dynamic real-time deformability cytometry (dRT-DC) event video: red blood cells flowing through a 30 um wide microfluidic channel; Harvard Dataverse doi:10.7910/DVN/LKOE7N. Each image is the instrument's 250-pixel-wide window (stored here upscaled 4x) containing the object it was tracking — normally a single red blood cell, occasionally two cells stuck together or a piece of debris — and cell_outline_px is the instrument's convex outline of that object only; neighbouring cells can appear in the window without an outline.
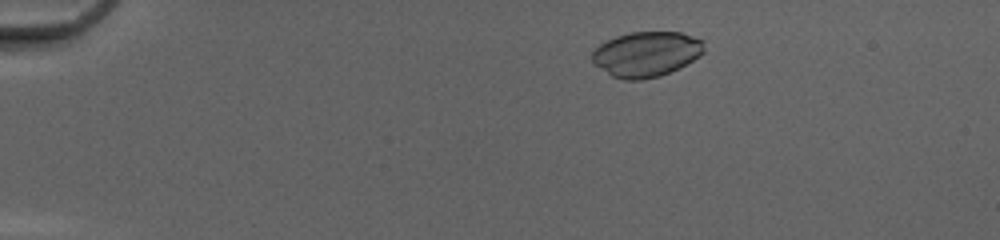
{"species": "common noctule bat (a hibernating species)", "species_latin": "Nyctalus noctula", "temperature_condition": "cold", "stored_images_in_passage": 46, "camera_frame_rate_fps": 3000, "um_per_image_px": 0.085, "animal": {"sex": "female", "body_mass_g": 20.0, "forearm_length_mm": 54.0}, "frame": {"image": 1, "passage_image": 5, "time_ms": 1.333, "image_size_px": [1000, 240], "cell_outline_px": [[704, 52], [700, 56], [680, 68], [660, 76], [640, 80], [624, 80], [612, 76], [592, 64], [592, 52], [600, 44], [616, 36], [628, 32], [680, 32], [704, 40]], "centroid_in_image_um": [54.94, 4.6], "position_along_channel_um": 30.1, "area_um2": 29.71}}
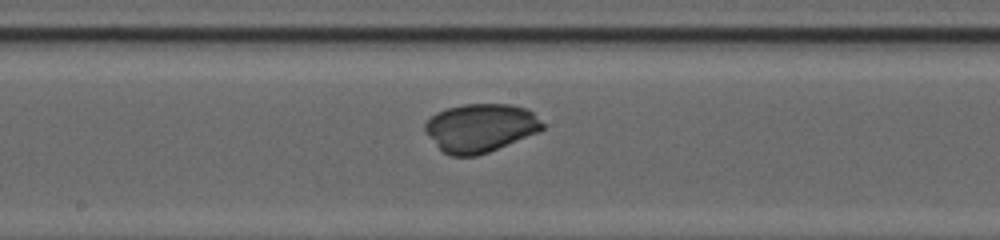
{"frame": {"image": 2, "passage_image": 24, "time_ms": 7.667, "image_size_px": [1000, 240], "cell_outline_px": [[544, 128], [540, 132], [488, 152], [476, 156], [452, 156], [444, 152], [424, 132], [424, 124], [436, 112], [448, 108], [464, 104], [508, 104], [524, 108], [532, 112], [544, 124]], "centroid_in_image_um": [40.84, 10.87], "position_along_channel_um": 207.4, "area_um2": 33.0}}
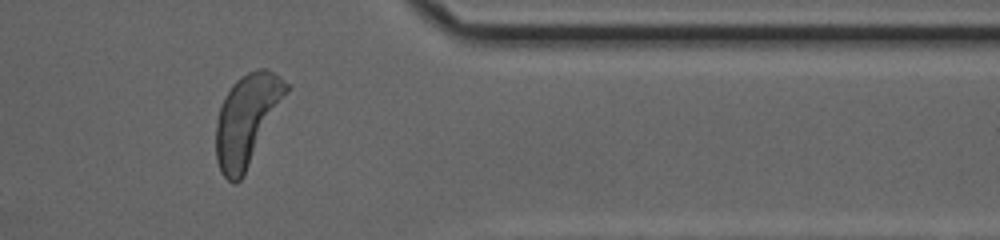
{"frame": {"image": 3, "passage_image": 38, "time_ms": 12.333, "image_size_px": [1000, 240], "cell_outline_px": [[288, 92], [244, 176], [236, 184], [232, 184], [220, 172], [216, 160], [216, 120], [220, 108], [232, 84], [236, 80], [248, 72], [260, 68], [268, 68], [280, 76], [288, 84]], "centroid_in_image_um": [20.98, 10.2], "position_along_channel_um": 390.4, "area_um2": 37.11}}